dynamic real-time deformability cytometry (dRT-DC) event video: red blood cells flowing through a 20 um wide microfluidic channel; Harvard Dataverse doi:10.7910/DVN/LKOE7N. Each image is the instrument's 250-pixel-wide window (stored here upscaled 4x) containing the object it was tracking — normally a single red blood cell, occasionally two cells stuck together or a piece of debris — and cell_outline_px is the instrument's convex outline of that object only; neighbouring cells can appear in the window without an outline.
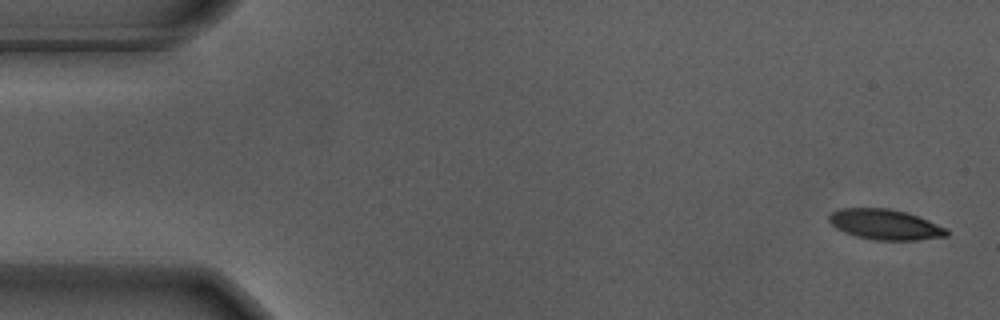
{"species": "Egyptian fruit bat (a non-hibernating species)", "species_latin": "Rousettus aegyptiacus", "temperature_condition": "warm", "stored_images_in_passage": 55, "camera_frame_rate_fps": 3000, "um_per_image_px": 0.085, "animal": {"sex": "male"}, "frame": {"image": 1, "passage_image": 1, "time_ms": 0.0, "image_size_px": [1000, 320], "cell_outline_px": [[948, 236], [916, 240], [876, 240], [856, 236], [844, 232], [836, 228], [828, 220], [828, 216], [832, 212], [840, 208], [888, 208], [904, 212], [928, 220], [948, 228]], "centroid_in_image_um": [75.23, 19.08], "position_along_channel_um": 9.8, "area_um2": 20.75}}
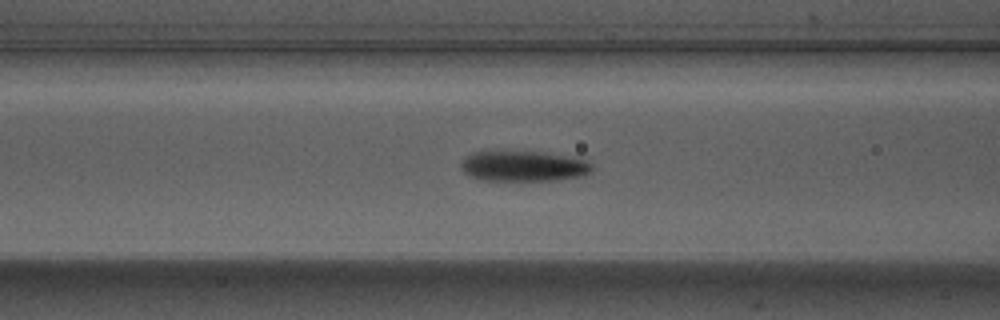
{"frame": {"image": 2, "passage_image": 21, "time_ms": 6.667, "image_size_px": [1000, 320], "cell_outline_px": [[592, 168], [584, 176], [556, 180], [480, 180], [468, 176], [464, 172], [460, 164], [472, 152], [504, 148], [544, 152], [584, 160], [592, 164]], "centroid_in_image_um": [44.42, 14.08], "position_along_channel_um": 122.2, "area_um2": 23.93}}
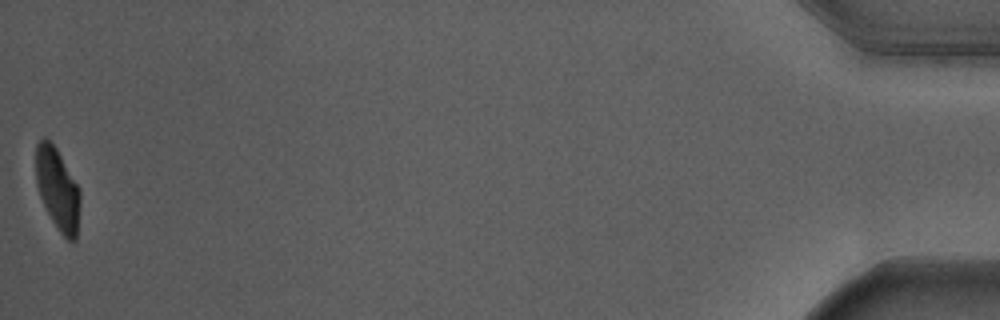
{"frame": {"image": 3, "passage_image": 55, "time_ms": 18.0, "image_size_px": [1000, 320], "cell_outline_px": [[80, 200], [76, 240], [72, 244], [60, 232], [52, 220], [40, 196], [36, 184], [36, 144], [44, 136], [56, 148], [80, 188]], "centroid_in_image_um": [4.9, 16.08], "position_along_channel_um": 430.3, "area_um2": 21.04}, "authors_computed_cell_mechanics": {"area_um2": 23.409, "velocity_mm_per_s": 3.6527, "shape_relaxation_time_tau1_ms": 4.3584, "shape_relaxation_time_tau2_ms": 0.7986, "deformation_change_tau1": 0.2206, "deformation_change_tau2": 0.0604}}